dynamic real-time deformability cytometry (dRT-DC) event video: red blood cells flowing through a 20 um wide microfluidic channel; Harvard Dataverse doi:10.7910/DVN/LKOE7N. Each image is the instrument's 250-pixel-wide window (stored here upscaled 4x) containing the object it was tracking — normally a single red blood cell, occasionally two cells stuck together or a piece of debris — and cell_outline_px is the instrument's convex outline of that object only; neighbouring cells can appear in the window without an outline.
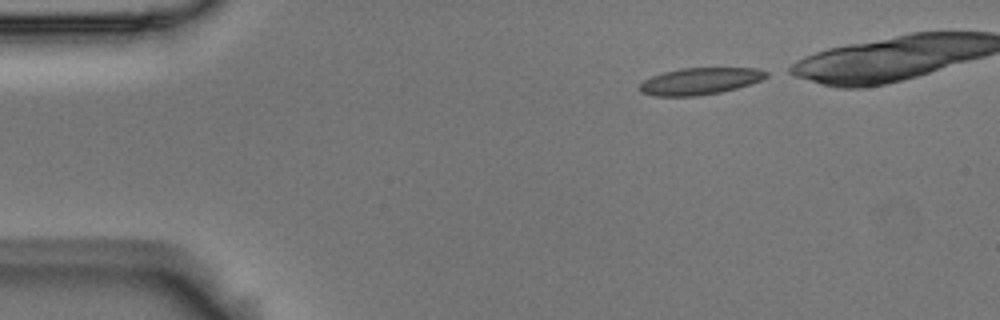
{"species": "Egyptian fruit bat (a non-hibernating species)", "species_latin": "Rousettus aegyptiacus", "temperature_condition": "room temperature", "stored_images_in_passage": 38, "camera_frame_rate_fps": 3000, "um_per_image_px": 0.085, "animal": {"sex": "male"}, "frame": {"image": 1, "passage_image": 1, "time_ms": 0.0, "image_size_px": [1000, 320], "cell_outline_px": [[768, 76], [760, 80], [736, 88], [720, 92], [696, 96], [656, 96], [640, 92], [640, 84], [644, 80], [652, 76], [664, 72], [680, 68], [756, 68], [768, 72]], "centroid_in_image_um": [59.48, 6.89], "position_along_channel_um": 25.5, "area_um2": 19.59}}
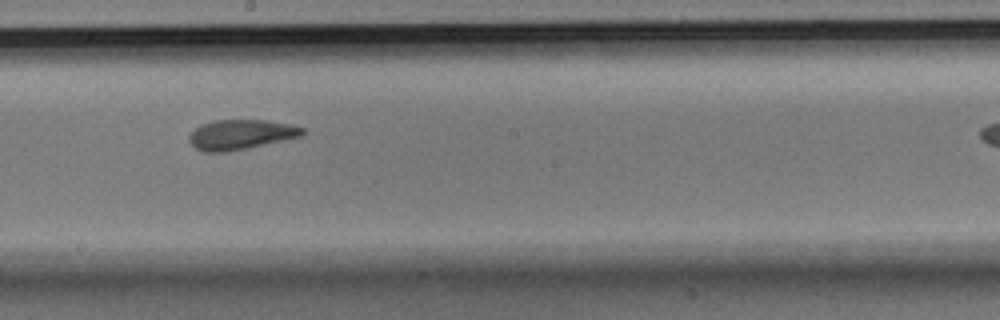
{"frame": {"image": 2, "passage_image": 23, "time_ms": 7.333, "image_size_px": [1000, 320], "cell_outline_px": [[304, 132], [300, 136], [228, 152], [204, 152], [196, 148], [188, 140], [188, 136], [200, 124], [216, 120], [264, 120], [292, 124], [304, 128]], "centroid_in_image_um": [20.43, 11.43], "position_along_channel_um": 227.8, "area_um2": 19.54}}
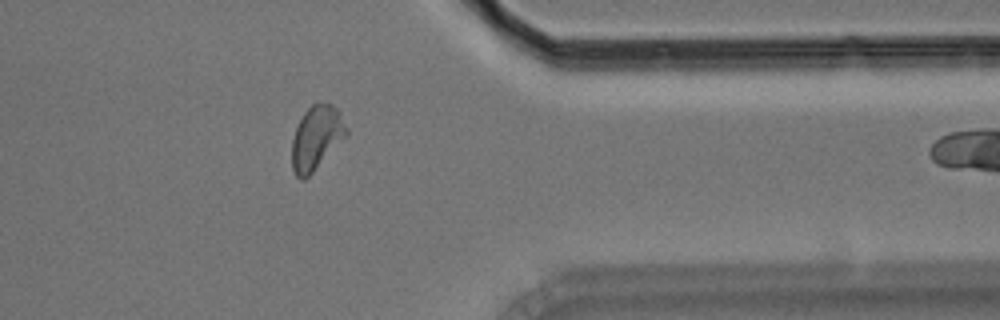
{"frame": {"image": 3, "passage_image": 37, "time_ms": 12.0, "image_size_px": [1000, 320], "cell_outline_px": [[348, 132], [312, 172], [304, 180], [300, 180], [296, 176], [292, 168], [292, 140], [296, 128], [304, 112], [316, 100], [320, 100], [332, 104], [340, 112], [348, 128]], "centroid_in_image_um": [26.88, 11.65], "position_along_channel_um": 384.5, "area_um2": 20.11}}